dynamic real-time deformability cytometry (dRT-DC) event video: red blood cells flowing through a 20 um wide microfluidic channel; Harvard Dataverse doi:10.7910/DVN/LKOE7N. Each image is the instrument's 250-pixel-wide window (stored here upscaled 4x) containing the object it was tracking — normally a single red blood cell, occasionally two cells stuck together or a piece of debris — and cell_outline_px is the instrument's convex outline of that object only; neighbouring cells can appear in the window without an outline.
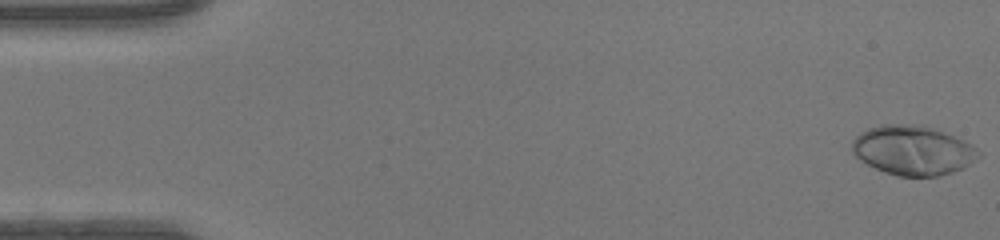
{"species": "human", "species_latin": "Homo sapiens", "temperature_condition": "warm", "stored_images_in_passage": 47, "camera_frame_rate_fps": 3000, "um_per_image_px": 0.085, "donor": {"sex": "female"}, "frame": {"image": 1, "passage_image": 1, "time_ms": 0.0, "image_size_px": [1000, 240], "cell_outline_px": [[980, 156], [964, 168], [940, 176], [900, 176], [884, 172], [860, 160], [852, 152], [852, 140], [860, 132], [868, 128], [880, 124], [920, 124], [952, 136], [972, 144], [980, 152]], "centroid_in_image_um": [77.57, 12.78], "position_along_channel_um": 7.4, "area_um2": 36.36}}
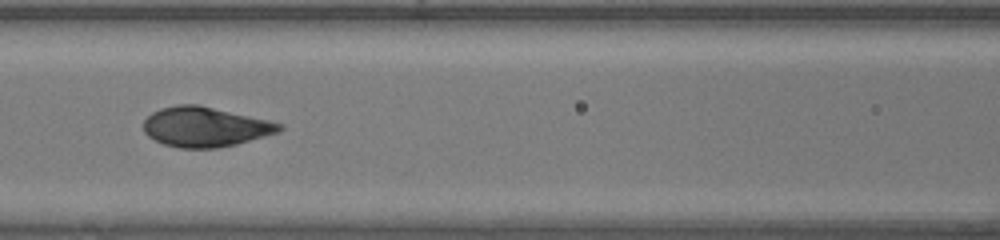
{"frame": {"image": 2, "passage_image": 21, "time_ms": 6.667, "image_size_px": [1000, 240], "cell_outline_px": [[284, 128], [280, 132], [236, 144], [216, 148], [180, 148], [164, 144], [148, 136], [144, 132], [144, 120], [152, 112], [160, 108], [180, 104], [200, 104], [268, 120], [284, 124]], "centroid_in_image_um": [17.45, 10.77], "position_along_channel_um": 149.1, "area_um2": 31.62}}
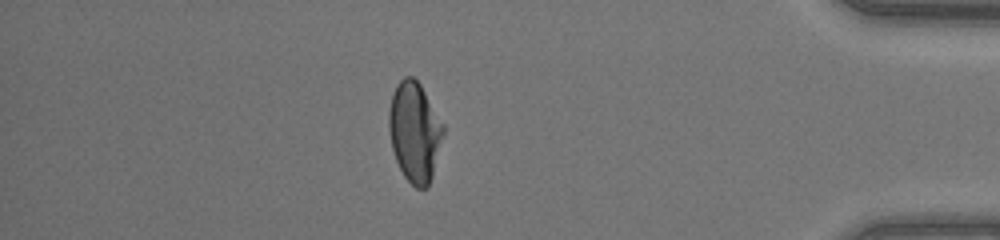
{"frame": {"image": 3, "passage_image": 41, "time_ms": 13.333, "image_size_px": [1000, 240], "cell_outline_px": [[444, 132], [432, 176], [428, 188], [416, 188], [404, 176], [396, 160], [392, 148], [388, 128], [388, 112], [392, 96], [396, 84], [404, 76], [412, 76], [420, 84], [444, 124]], "centroid_in_image_um": [35.24, 11.2], "position_along_channel_um": 400.0, "area_um2": 31.56}, "authors_computed_cell_mechanics": {"area_um2": 32.3102, "velocity_mm_per_s": 4.3974, "shape_relaxation_time_tau1_ms": 3.4361, "shape_relaxation_time_tau2_ms": null, "deformation_change_tau1": 0.2465, "deformation_change_tau2": null}}